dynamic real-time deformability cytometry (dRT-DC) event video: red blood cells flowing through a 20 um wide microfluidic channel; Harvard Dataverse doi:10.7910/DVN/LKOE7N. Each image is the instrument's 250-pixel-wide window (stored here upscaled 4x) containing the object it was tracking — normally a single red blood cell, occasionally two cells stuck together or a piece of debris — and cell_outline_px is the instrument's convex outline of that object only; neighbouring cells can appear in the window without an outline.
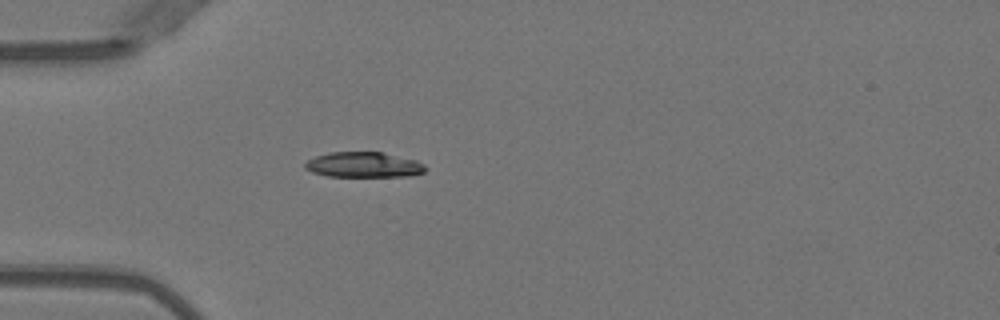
{"species": "Egyptian fruit bat (a non-hibernating species)", "species_latin": "Rousettus aegyptiacus", "temperature_condition": "warm", "stored_images_in_passage": 37, "camera_frame_rate_fps": 3000, "um_per_image_px": 0.085, "animal": {"sex": "female"}, "frame": {"image": 1, "passage_image": 1, "time_ms": 0.0, "image_size_px": [1000, 320], "cell_outline_px": [[428, 168], [424, 172], [408, 176], [328, 176], [312, 172], [304, 168], [304, 164], [308, 160], [316, 156], [332, 152], [384, 152], [416, 160], [424, 164]], "centroid_in_image_um": [30.93, 14.0], "position_along_channel_um": 54.1, "area_um2": 17.74}}
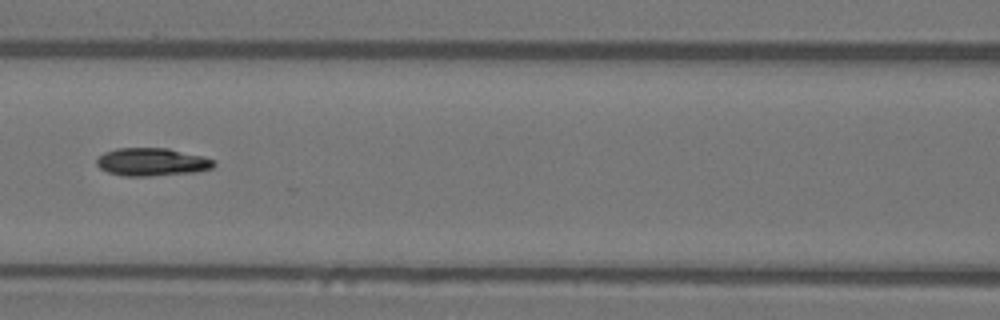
{"frame": {"image": 2, "passage_image": 9, "time_ms": 2.667, "image_size_px": [1000, 320], "cell_outline_px": [[216, 164], [212, 168], [196, 172], [148, 176], [124, 176], [108, 172], [100, 168], [96, 164], [96, 160], [104, 152], [116, 148], [168, 148], [204, 156], [212, 160]], "centroid_in_image_um": [12.91, 13.76], "position_along_channel_um": 153.7, "area_um2": 19.07}}
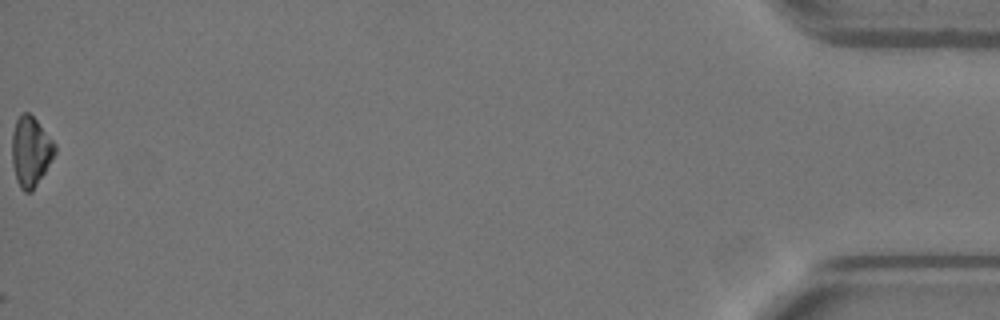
{"frame": {"image": 3, "passage_image": 37, "time_ms": 12.0, "image_size_px": [1000, 320], "cell_outline_px": [[56, 152], [32, 192], [24, 192], [20, 188], [16, 180], [12, 164], [12, 132], [16, 120], [24, 112], [28, 112], [36, 120], [56, 144]], "centroid_in_image_um": [2.59, 12.89], "position_along_channel_um": 432.6, "area_um2": 17.34}}